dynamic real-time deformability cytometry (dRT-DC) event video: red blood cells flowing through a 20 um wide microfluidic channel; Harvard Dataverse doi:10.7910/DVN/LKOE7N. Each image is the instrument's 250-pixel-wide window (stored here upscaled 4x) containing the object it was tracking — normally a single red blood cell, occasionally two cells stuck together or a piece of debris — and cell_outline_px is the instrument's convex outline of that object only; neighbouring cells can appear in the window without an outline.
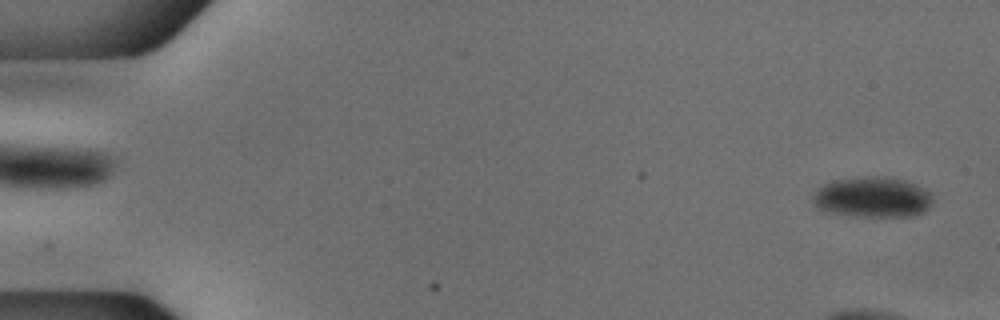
{"species": "common noctule bat (a hibernating species)", "species_latin": "Nyctalus noctula", "temperature_condition": "cold", "stored_images_in_passage": 10, "camera_frame_rate_fps": 3000, "um_per_image_px": 0.085, "animal": {"sex": "male", "body_mass_g": 18.8}, "frame": {"image": 1, "passage_image": 1, "time_ms": 0.0, "image_size_px": [1000, 320], "cell_outline_px": [[932, 200], [928, 208], [924, 212], [912, 216], [848, 216], [824, 212], [816, 208], [812, 204], [812, 196], [824, 184], [832, 180], [856, 176], [884, 176], [904, 180], [924, 188], [932, 192]], "centroid_in_image_um": [74.12, 16.76], "position_along_channel_um": 10.9, "area_um2": 28.84}}